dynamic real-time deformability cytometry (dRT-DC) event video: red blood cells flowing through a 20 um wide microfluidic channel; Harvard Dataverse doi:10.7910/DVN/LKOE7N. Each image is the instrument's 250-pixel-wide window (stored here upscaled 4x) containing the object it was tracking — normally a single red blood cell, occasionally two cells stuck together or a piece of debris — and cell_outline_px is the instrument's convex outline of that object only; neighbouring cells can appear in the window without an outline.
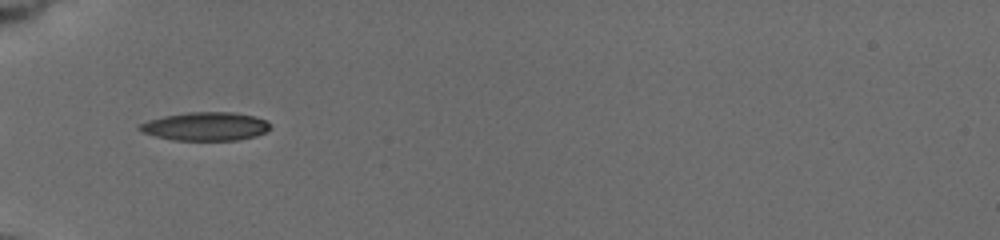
{"species": "common noctule bat (a hibernating species)", "species_latin": "Nyctalus noctula", "temperature_condition": "cold", "stored_images_in_passage": 5, "camera_frame_rate_fps": 3000, "um_per_image_px": 0.085, "animal": {"sex": "female", "body_mass_g": 19.5, "forearm_length_mm": 54.1}, "frame": {"image": 1, "passage_image": 1, "time_ms": 0.0, "image_size_px": [1000, 240], "cell_outline_px": [[268, 128], [264, 132], [256, 136], [236, 140], [172, 140], [156, 136], [144, 132], [136, 128], [140, 124], [148, 120], [164, 116], [188, 112], [232, 112], [256, 116], [268, 120]], "centroid_in_image_um": [17.47, 10.73], "position_along_channel_um": 67.5, "area_um2": 21.56}}